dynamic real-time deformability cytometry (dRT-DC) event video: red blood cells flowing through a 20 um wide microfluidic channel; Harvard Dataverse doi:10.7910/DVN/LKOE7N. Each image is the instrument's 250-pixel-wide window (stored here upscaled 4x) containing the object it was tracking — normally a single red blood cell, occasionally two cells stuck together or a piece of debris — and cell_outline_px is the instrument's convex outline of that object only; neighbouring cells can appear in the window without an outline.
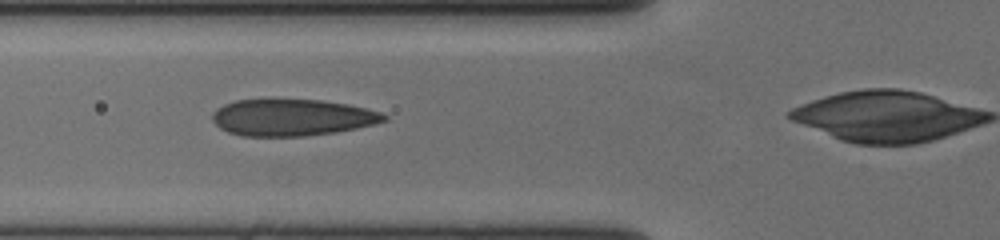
{"species": "human", "species_latin": "Homo sapiens", "temperature_condition": "cold", "stored_images_in_passage": 43, "camera_frame_rate_fps": 3000, "um_per_image_px": 0.085, "donor": {"sex": "female"}, "frame": {"image": 1, "passage_image": 16, "time_ms": 5.0, "image_size_px": [1000, 240], "cell_outline_px": [[388, 120], [356, 128], [336, 132], [304, 136], [240, 136], [228, 132], [220, 128], [212, 120], [212, 112], [216, 108], [224, 104], [236, 100], [324, 100], [348, 104], [368, 108], [380, 112], [388, 116]], "centroid_in_image_um": [24.82, 9.99], "position_along_channel_um": 101.0, "area_um2": 36.76}}
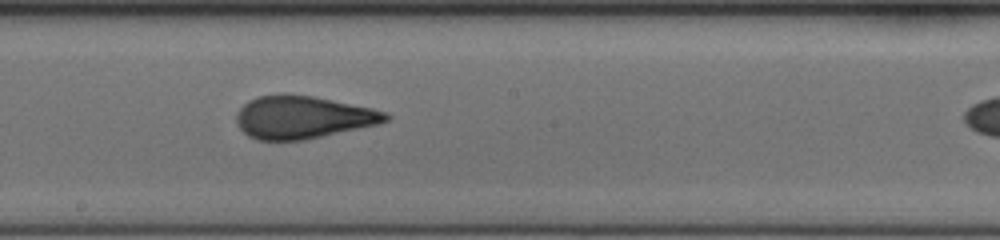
{"frame": {"image": 2, "passage_image": 26, "time_ms": 8.333, "image_size_px": [1000, 240], "cell_outline_px": [[392, 116], [388, 120], [376, 124], [304, 140], [256, 140], [248, 136], [240, 128], [236, 120], [236, 112], [248, 100], [256, 96], [280, 92], [284, 92], [312, 96], [372, 108], [388, 112]], "centroid_in_image_um": [25.69, 9.94], "position_along_channel_um": 222.5, "area_um2": 37.34}}
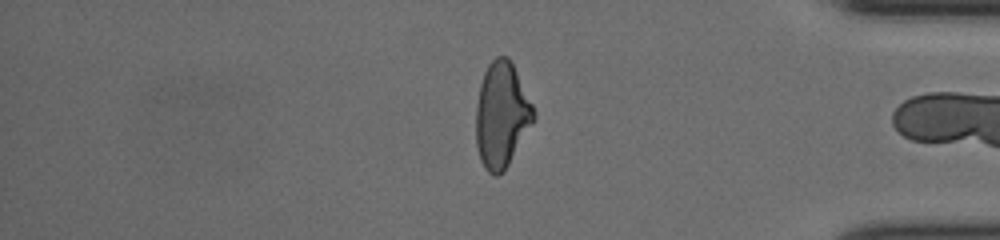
{"frame": {"image": 3, "passage_image": 42, "time_ms": 13.667, "image_size_px": [1000, 240], "cell_outline_px": [[536, 116], [532, 124], [504, 172], [496, 176], [492, 176], [484, 168], [480, 160], [476, 148], [476, 104], [480, 84], [484, 72], [488, 64], [496, 56], [508, 56], [536, 112]], "centroid_in_image_um": [42.61, 9.81], "position_along_channel_um": 392.6, "area_um2": 35.43}}